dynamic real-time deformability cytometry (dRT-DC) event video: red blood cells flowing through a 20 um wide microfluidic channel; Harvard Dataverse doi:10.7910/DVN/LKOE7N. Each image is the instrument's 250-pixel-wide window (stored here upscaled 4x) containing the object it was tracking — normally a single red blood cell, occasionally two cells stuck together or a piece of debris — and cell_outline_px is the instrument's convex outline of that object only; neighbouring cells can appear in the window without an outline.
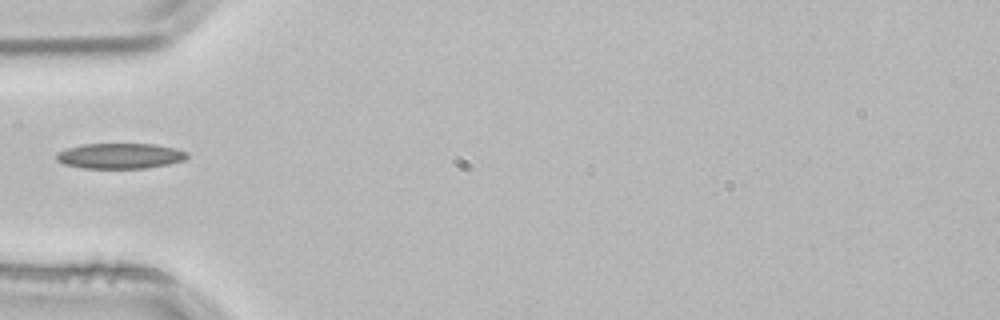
{"species": "common noctule bat (a hibernating species)", "species_latin": "Nyctalus noctula", "temperature_condition": "room temperature", "stored_images_in_passage": 1, "camera_frame_rate_fps": 3000, "um_per_image_px": 0.085, "animal": {"sex": "male", "body_mass_g": 21.5, "forearm_length_mm": 52.0}, "frame": {"image": 1, "passage_image": 1, "time_ms": 0.0, "image_size_px": [1000, 320], "cell_outline_px": [[188, 156], [184, 160], [168, 164], [148, 168], [84, 168], [64, 164], [56, 160], [56, 152], [68, 148], [84, 144], [152, 144], [176, 148], [188, 152]], "centroid_in_image_um": [10.21, 13.25], "position_along_channel_um": 74.8, "area_um2": 19.36}}